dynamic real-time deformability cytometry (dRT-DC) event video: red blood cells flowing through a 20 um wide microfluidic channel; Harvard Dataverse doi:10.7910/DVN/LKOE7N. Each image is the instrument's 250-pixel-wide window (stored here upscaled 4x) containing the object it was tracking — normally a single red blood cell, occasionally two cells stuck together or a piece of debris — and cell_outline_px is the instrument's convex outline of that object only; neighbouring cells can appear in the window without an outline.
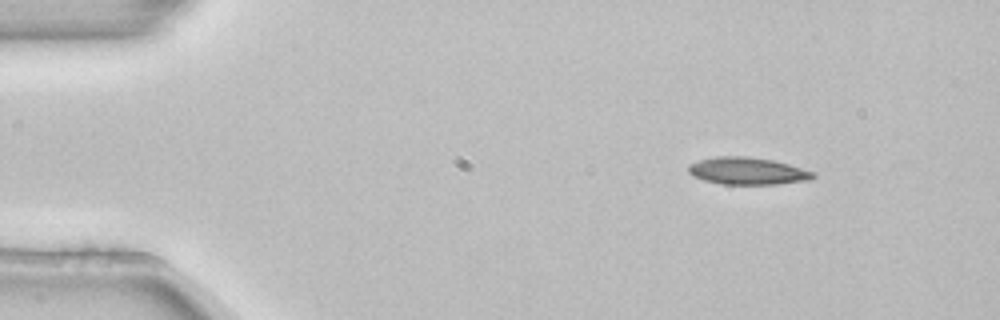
{"species": "common noctule bat (a hibernating species)", "species_latin": "Nyctalus noctula", "temperature_condition": "room temperature", "stored_images_in_passage": 4, "camera_frame_rate_fps": 3000, "um_per_image_px": 0.085, "animal": {"sex": "female", "body_mass_g": 22.7, "forearm_length_mm": 54.2}, "frame": {"image": 1, "passage_image": 1, "time_ms": 0.0, "image_size_px": [1000, 320], "cell_outline_px": [[816, 176], [812, 180], [776, 184], [720, 184], [704, 180], [692, 176], [688, 172], [688, 164], [700, 160], [716, 156], [748, 156], [772, 160], [788, 164], [816, 172]], "centroid_in_image_um": [63.55, 14.53], "position_along_channel_um": 21.5, "area_um2": 19.94}}
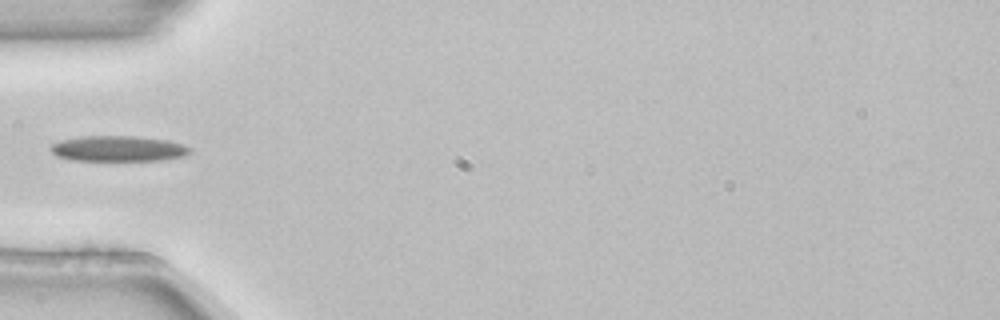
{"frame": {"image": 2, "passage_image": 4, "time_ms": 1.0, "image_size_px": [1000, 320], "cell_outline_px": [[192, 152], [184, 156], [160, 160], [72, 160], [56, 156], [48, 148], [52, 144], [60, 140], [84, 136], [136, 136], [168, 140], [184, 144], [192, 148]], "centroid_in_image_um": [10.06, 12.63], "position_along_channel_um": 74.9, "area_um2": 20.87}}